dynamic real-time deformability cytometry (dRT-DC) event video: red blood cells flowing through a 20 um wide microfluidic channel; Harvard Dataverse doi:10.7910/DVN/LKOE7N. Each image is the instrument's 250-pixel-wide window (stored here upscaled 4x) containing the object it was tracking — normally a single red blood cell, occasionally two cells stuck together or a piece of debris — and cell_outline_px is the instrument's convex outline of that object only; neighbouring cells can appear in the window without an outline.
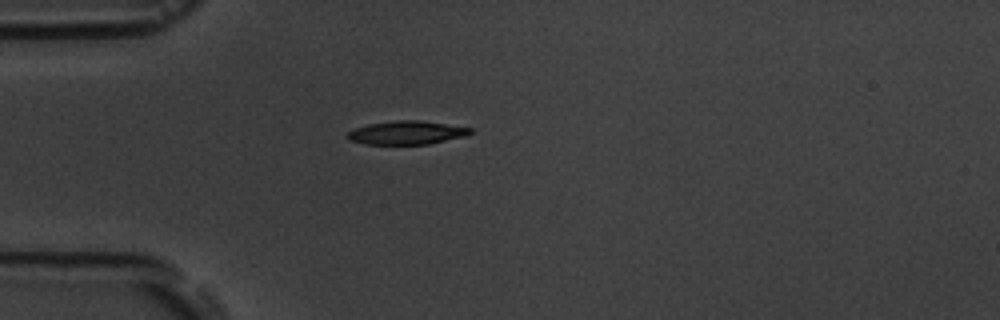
{"species": "common noctule bat (a hibernating species)", "species_latin": "Nyctalus noctula", "temperature_condition": "room temperature", "stored_images_in_passage": 1, "camera_frame_rate_fps": 3000, "um_per_image_px": 0.085, "animal": {"sex": "male", "body_mass_g": 19.5, "forearm_length_mm": 54.6}, "frame": {"image": 1, "passage_image": 1, "time_ms": 0.0, "image_size_px": [1000, 320], "cell_outline_px": [[472, 132], [464, 136], [428, 144], [364, 144], [348, 140], [344, 136], [348, 132], [356, 128], [368, 124], [396, 120], [420, 120], [472, 128]], "centroid_in_image_um": [34.51, 11.28], "position_along_channel_um": 50.5, "area_um2": 16.76}}